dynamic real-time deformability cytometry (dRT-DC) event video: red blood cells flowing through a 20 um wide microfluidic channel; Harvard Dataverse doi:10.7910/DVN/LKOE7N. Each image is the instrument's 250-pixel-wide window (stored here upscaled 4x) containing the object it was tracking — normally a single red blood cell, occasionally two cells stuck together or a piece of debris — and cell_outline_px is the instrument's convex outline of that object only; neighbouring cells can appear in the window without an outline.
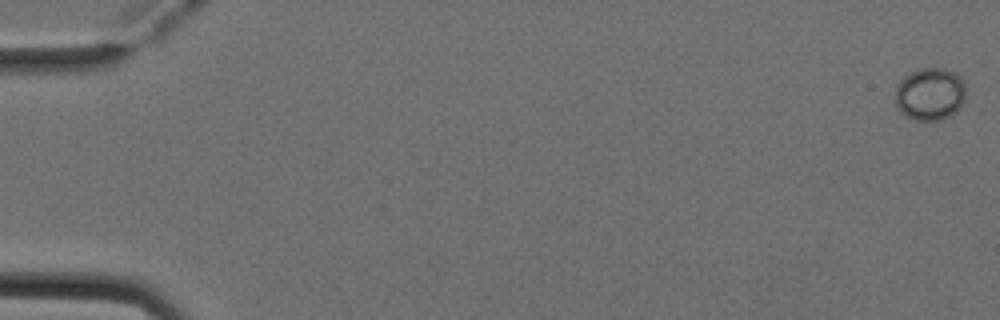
{"species": "Egyptian fruit bat (a non-hibernating species)", "species_latin": "Rousettus aegyptiacus", "temperature_condition": "cold", "stored_images_in_passage": 48, "camera_frame_rate_fps": 3000, "um_per_image_px": 0.085, "animal": {"sex": "female"}, "frame": {"image": 1, "passage_image": 1, "time_ms": 0.0, "image_size_px": [1000, 320], "cell_outline_px": [[964, 100], [960, 108], [956, 112], [940, 120], [916, 120], [904, 116], [900, 112], [896, 104], [896, 84], [908, 72], [920, 68], [944, 68], [960, 76], [964, 84]], "centroid_in_image_um": [79.02, 7.99], "position_along_channel_um": 6.0, "area_um2": 21.79}}
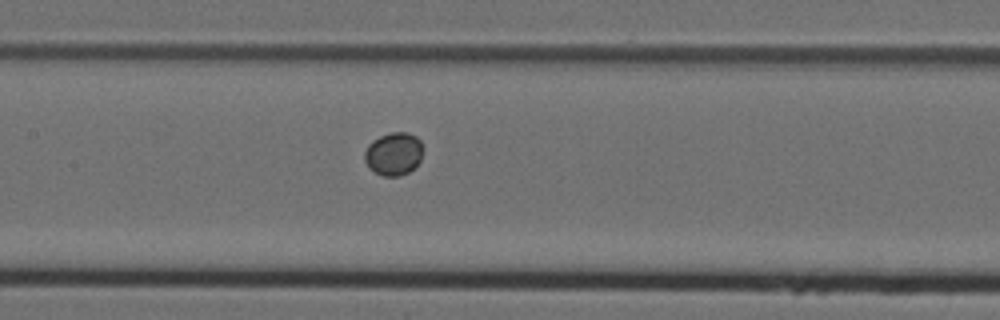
{"frame": {"image": 2, "passage_image": 26, "time_ms": 8.333, "image_size_px": [1000, 320], "cell_outline_px": [[424, 148], [420, 160], [408, 172], [400, 176], [384, 176], [368, 168], [364, 160], [364, 152], [368, 144], [372, 140], [380, 136], [392, 132], [408, 132], [416, 136], [420, 140]], "centroid_in_image_um": [33.45, 13.06], "position_along_channel_um": 173.9, "area_um2": 14.74}}
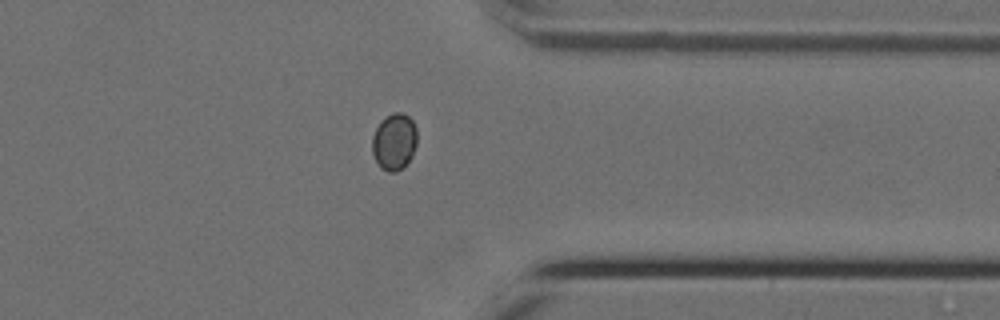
{"frame": {"image": 3, "passage_image": 42, "time_ms": 13.667, "image_size_px": [1000, 320], "cell_outline_px": [[416, 144], [412, 156], [396, 172], [388, 172], [380, 168], [372, 152], [372, 136], [380, 120], [392, 112], [404, 112], [412, 120], [416, 128]], "centroid_in_image_um": [33.49, 12.01], "position_along_channel_um": 377.9, "area_um2": 14.85}}